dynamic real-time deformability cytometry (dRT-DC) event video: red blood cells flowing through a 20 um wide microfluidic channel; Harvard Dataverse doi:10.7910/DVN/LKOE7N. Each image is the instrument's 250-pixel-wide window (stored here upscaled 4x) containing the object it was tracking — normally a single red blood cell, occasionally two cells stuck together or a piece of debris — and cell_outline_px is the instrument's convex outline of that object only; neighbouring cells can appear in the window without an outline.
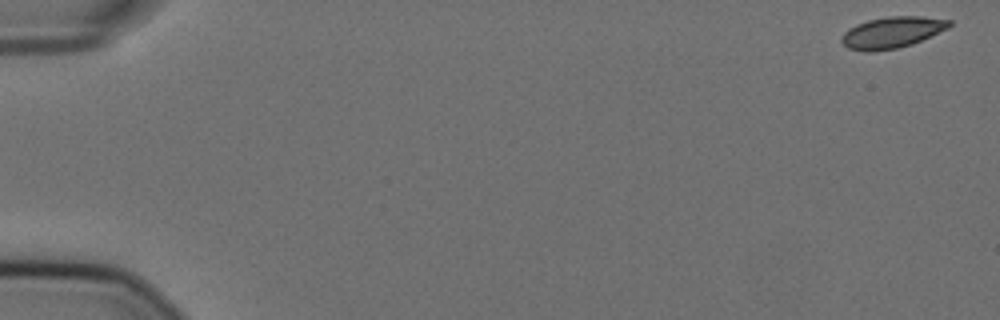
{"species": "Egyptian fruit bat (a non-hibernating species)", "species_latin": "Rousettus aegyptiacus", "temperature_condition": "cold", "stored_images_in_passage": 57, "camera_frame_rate_fps": 3000, "um_per_image_px": 0.085, "animal": {"sex": "female"}, "frame": {"image": 1, "passage_image": 1, "time_ms": 0.0, "image_size_px": [1000, 320], "cell_outline_px": [[952, 24], [948, 28], [912, 44], [896, 48], [872, 52], [864, 52], [848, 48], [840, 40], [840, 36], [848, 28], [856, 24], [868, 20], [888, 16], [920, 16], [952, 20]], "centroid_in_image_um": [75.79, 2.75], "position_along_channel_um": 9.2, "area_um2": 19.71}}
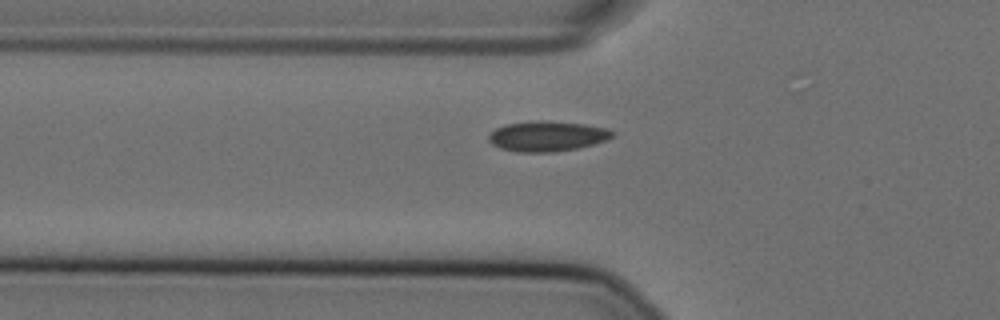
{"frame": {"image": 2, "passage_image": 20, "time_ms": 6.333, "image_size_px": [1000, 320], "cell_outline_px": [[616, 132], [608, 140], [576, 148], [556, 152], [516, 152], [500, 148], [492, 144], [488, 140], [488, 136], [496, 128], [504, 124], [540, 120], [544, 120], [584, 124], [608, 128]], "centroid_in_image_um": [46.51, 11.57], "position_along_channel_um": 79.3, "area_um2": 21.91}}
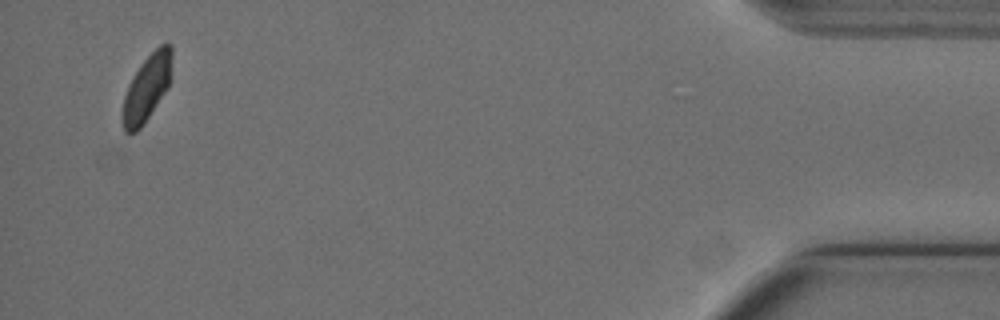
{"frame": {"image": 3, "passage_image": 55, "time_ms": 18.0, "image_size_px": [1000, 320], "cell_outline_px": [[172, 56], [168, 88], [140, 128], [136, 132], [124, 132], [120, 116], [124, 96], [128, 84], [132, 76], [140, 64], [160, 44], [172, 44]], "centroid_in_image_um": [12.44, 7.49], "position_along_channel_um": 422.8, "area_um2": 19.07}}